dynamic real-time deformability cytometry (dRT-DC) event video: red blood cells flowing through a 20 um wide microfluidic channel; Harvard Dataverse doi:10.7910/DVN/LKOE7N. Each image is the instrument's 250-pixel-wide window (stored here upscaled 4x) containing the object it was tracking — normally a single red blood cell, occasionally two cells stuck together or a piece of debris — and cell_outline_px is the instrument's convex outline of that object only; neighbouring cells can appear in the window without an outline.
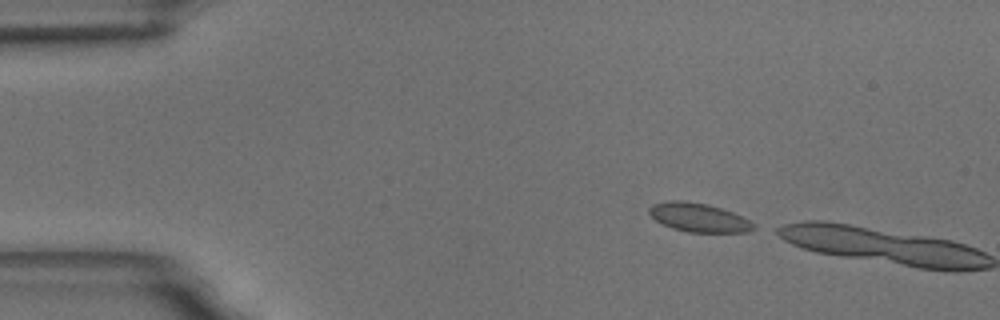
{"species": "common noctule bat (a hibernating species)", "species_latin": "Nyctalus noctula", "temperature_condition": "room temperature", "stored_images_in_passage": 2, "camera_frame_rate_fps": 3000, "um_per_image_px": 0.085, "animal": {"sex": "male", "body_mass_g": 18.8}, "frame": {"image": 1, "passage_image": 1, "time_ms": 0.0, "image_size_px": [1000, 320], "cell_outline_px": [[756, 228], [748, 232], [688, 232], [672, 228], [656, 220], [648, 212], [648, 208], [652, 204], [672, 200], [684, 200], [708, 204], [732, 212], [756, 224]], "centroid_in_image_um": [59.39, 18.48], "position_along_channel_um": 25.6, "area_um2": 17.46}}